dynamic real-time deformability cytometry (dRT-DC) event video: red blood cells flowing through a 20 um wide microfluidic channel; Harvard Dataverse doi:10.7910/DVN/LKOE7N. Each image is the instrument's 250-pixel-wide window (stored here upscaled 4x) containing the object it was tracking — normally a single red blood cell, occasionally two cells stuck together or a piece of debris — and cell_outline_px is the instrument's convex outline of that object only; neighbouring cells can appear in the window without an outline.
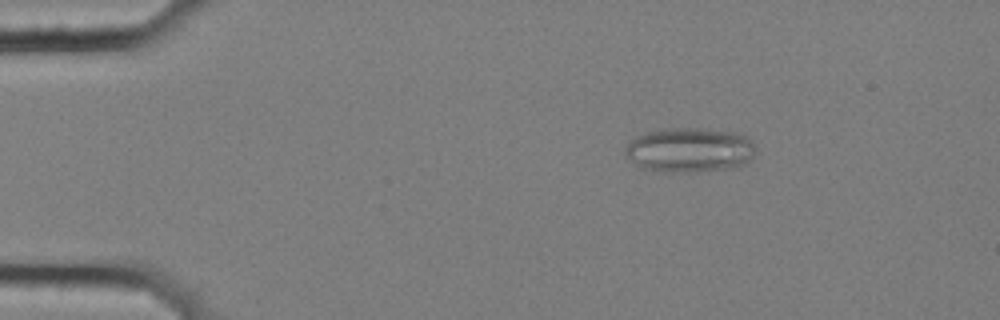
{"species": "common noctule bat (a hibernating species)", "species_latin": "Nyctalus noctula", "temperature_condition": "cold", "stored_images_in_passage": 6, "camera_frame_rate_fps": 3000, "um_per_image_px": 0.085, "animal": {"sex": "female", "body_mass_g": 25.1}, "frame": {"image": 1, "passage_image": 3, "time_ms": 0.667, "image_size_px": [1000, 320], "cell_outline_px": [[756, 152], [740, 168], [688, 172], [664, 172], [644, 168], [636, 164], [624, 156], [624, 148], [636, 136], [648, 132], [668, 128], [696, 128], [736, 132], [748, 136], [752, 140], [756, 148]], "centroid_in_image_um": [58.65, 12.75], "position_along_channel_um": 26.3, "area_um2": 34.28}}